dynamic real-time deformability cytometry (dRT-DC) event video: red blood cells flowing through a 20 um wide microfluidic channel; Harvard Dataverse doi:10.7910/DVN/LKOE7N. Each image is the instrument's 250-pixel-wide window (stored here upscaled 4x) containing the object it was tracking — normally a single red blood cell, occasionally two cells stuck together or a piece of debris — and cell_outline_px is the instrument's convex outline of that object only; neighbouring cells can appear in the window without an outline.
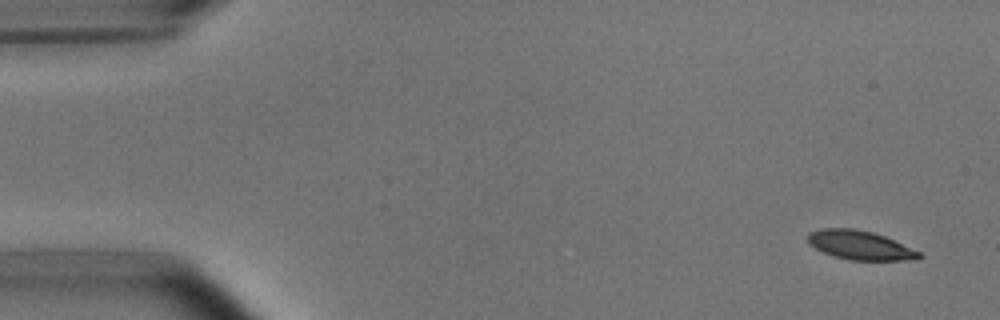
{"species": "common noctule bat (a hibernating species)", "species_latin": "Nyctalus noctula", "temperature_condition": "room temperature", "stored_images_in_passage": 4, "camera_frame_rate_fps": 3000, "um_per_image_px": 0.085, "animal": {"sex": "male", "body_mass_g": 15.6}, "frame": {"image": 1, "passage_image": 1, "time_ms": 0.0, "image_size_px": [1000, 320], "cell_outline_px": [[924, 256], [920, 260], [848, 260], [832, 256], [816, 248], [808, 240], [808, 232], [820, 228], [856, 228], [872, 232], [884, 236], [920, 252]], "centroid_in_image_um": [73.12, 20.84], "position_along_channel_um": 11.9, "area_um2": 18.84}}
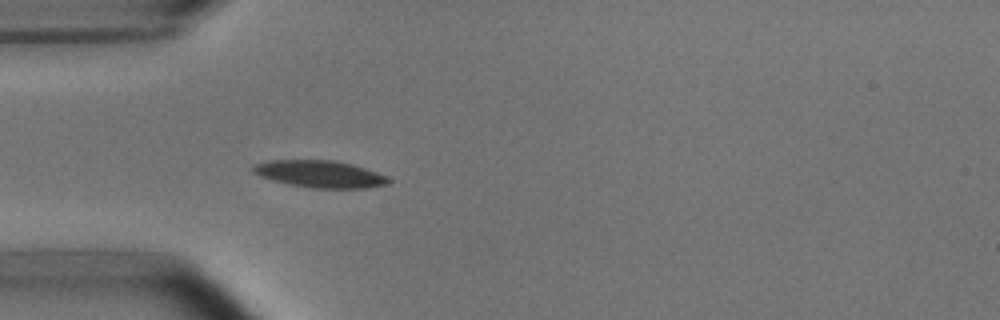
{"frame": {"image": 2, "passage_image": 4, "time_ms": 4.333, "image_size_px": [1000, 320], "cell_outline_px": [[392, 180], [388, 184], [368, 188], [308, 188], [288, 184], [272, 180], [260, 176], [252, 172], [252, 168], [256, 164], [268, 160], [336, 160], [352, 164], [376, 172]], "centroid_in_image_um": [27.18, 14.79], "position_along_channel_um": 57.8, "area_um2": 21.39}}